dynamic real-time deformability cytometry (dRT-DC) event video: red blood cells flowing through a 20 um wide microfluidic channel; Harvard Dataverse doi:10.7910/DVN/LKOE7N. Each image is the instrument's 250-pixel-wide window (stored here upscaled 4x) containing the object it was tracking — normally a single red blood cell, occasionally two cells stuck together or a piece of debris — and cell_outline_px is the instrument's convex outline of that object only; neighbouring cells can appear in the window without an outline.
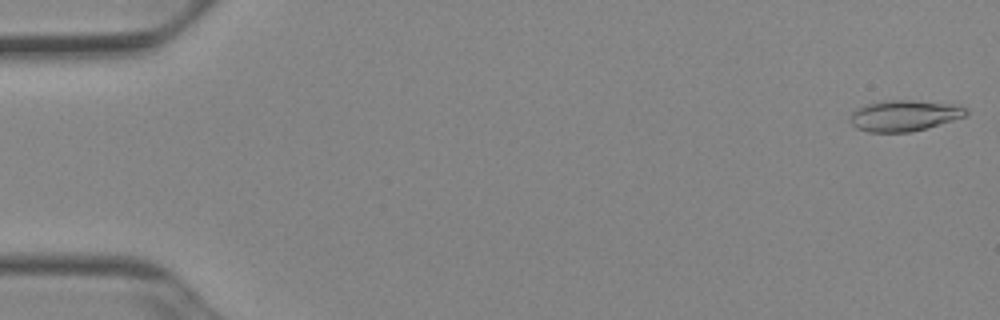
{"species": "Egyptian fruit bat (a non-hibernating species)", "species_latin": "Rousettus aegyptiacus", "temperature_condition": "cold", "stored_images_in_passage": 47, "camera_frame_rate_fps": 3000, "um_per_image_px": 0.085, "animal": {"sex": "female"}, "frame": {"image": 1, "passage_image": 1, "time_ms": 0.0, "image_size_px": [1000, 320], "cell_outline_px": [[968, 116], [912, 132], [868, 132], [856, 128], [852, 124], [852, 112], [856, 108], [868, 104], [884, 100], [912, 100], [952, 104], [968, 108]], "centroid_in_image_um": [76.9, 9.82], "position_along_channel_um": 8.1, "area_um2": 20.92}}
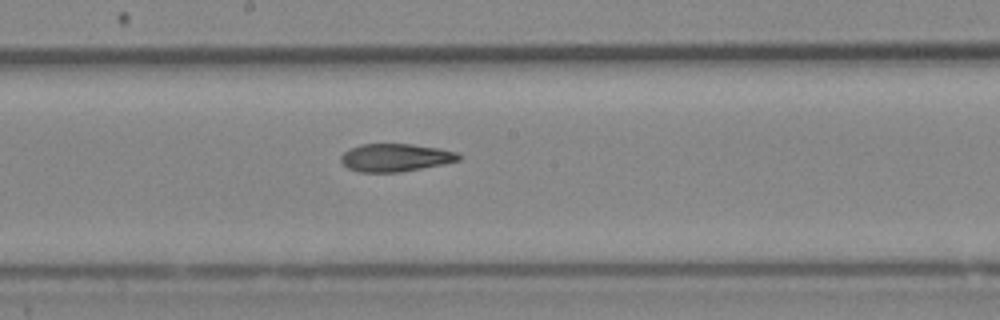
{"frame": {"image": 2, "passage_image": 28, "time_ms": 9.0, "image_size_px": [1000, 320], "cell_outline_px": [[464, 156], [460, 160], [444, 164], [400, 172], [360, 172], [348, 168], [340, 160], [340, 156], [348, 148], [360, 144], [412, 144], [440, 148], [460, 152]], "centroid_in_image_um": [33.66, 13.38], "position_along_channel_um": 214.5, "area_um2": 19.42}}
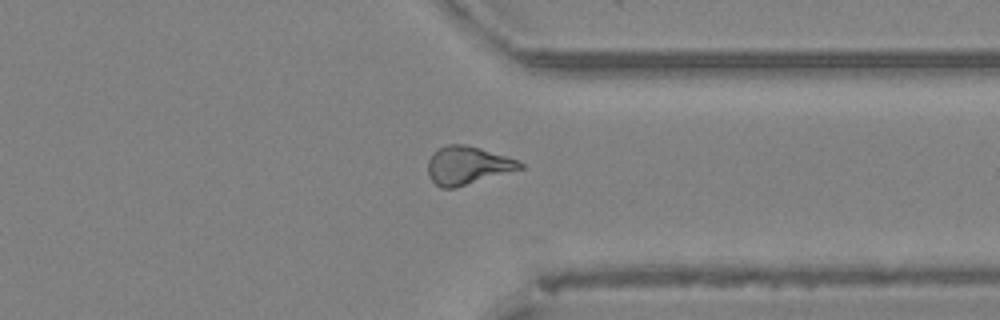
{"frame": {"image": 3, "passage_image": 40, "time_ms": 13.0, "image_size_px": [1000, 320], "cell_outline_px": [[524, 168], [456, 188], [440, 188], [432, 180], [428, 172], [428, 160], [440, 148], [448, 144], [464, 144], [480, 148], [520, 160], [524, 164]], "centroid_in_image_um": [39.78, 14.07], "position_along_channel_um": 371.6, "area_um2": 20.4}, "authors_computed_cell_mechanics": {"area_um2": 19.9988, "velocity_mm_per_s": 3.9273, "shape_relaxation_time_tau1_ms": null, "shape_relaxation_time_tau2_ms": 2.0898, "deformation_change_tau1": null, "deformation_change_tau2": 0.0897}}